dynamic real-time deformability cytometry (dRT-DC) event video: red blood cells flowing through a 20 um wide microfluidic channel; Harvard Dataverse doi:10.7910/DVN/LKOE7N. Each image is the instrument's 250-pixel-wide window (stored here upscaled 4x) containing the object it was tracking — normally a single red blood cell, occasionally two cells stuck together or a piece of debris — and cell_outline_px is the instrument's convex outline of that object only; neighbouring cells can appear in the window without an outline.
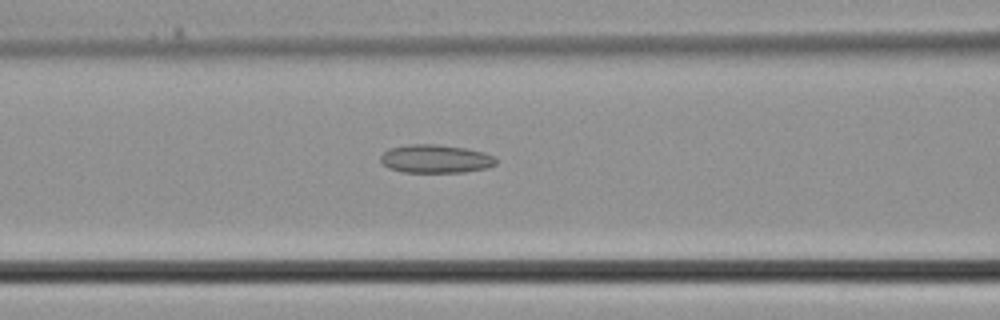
{"species": "common noctule bat (a hibernating species)", "species_latin": "Nyctalus noctula", "temperature_condition": "cold", "stored_images_in_passage": 26, "camera_frame_rate_fps": 3000, "um_per_image_px": 0.085, "animal": {"sex": "male", "body_mass_g": 21.5, "forearm_length_mm": 52.0}, "frame": {"image": 1, "passage_image": 4, "time_ms": 1.0, "image_size_px": [1000, 320], "cell_outline_px": [[496, 164], [488, 168], [464, 172], [404, 172], [388, 168], [380, 160], [380, 156], [388, 148], [408, 144], [436, 144], [464, 148], [484, 152], [496, 156]], "centroid_in_image_um": [37.03, 13.5], "position_along_channel_um": 129.6, "area_um2": 19.19}}
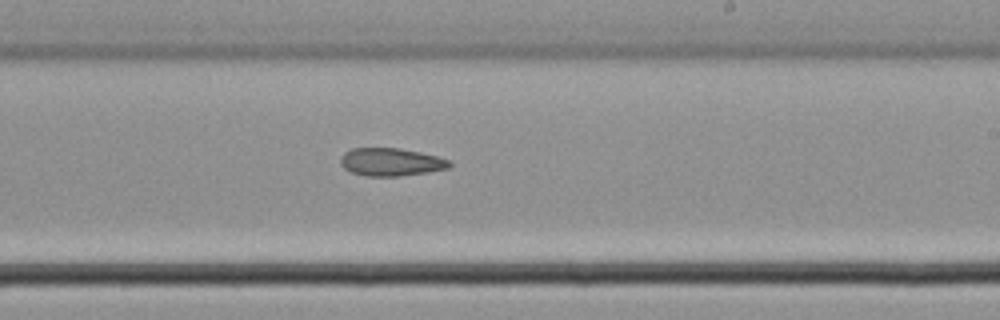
{"frame": {"image": 2, "passage_image": 11, "time_ms": 3.333, "image_size_px": [1000, 320], "cell_outline_px": [[452, 164], [448, 168], [428, 172], [400, 176], [368, 176], [352, 172], [344, 168], [340, 164], [340, 156], [344, 152], [352, 148], [400, 148], [420, 152], [436, 156], [448, 160]], "centroid_in_image_um": [33.2, 13.76], "position_along_channel_um": 255.8, "area_um2": 17.69}}
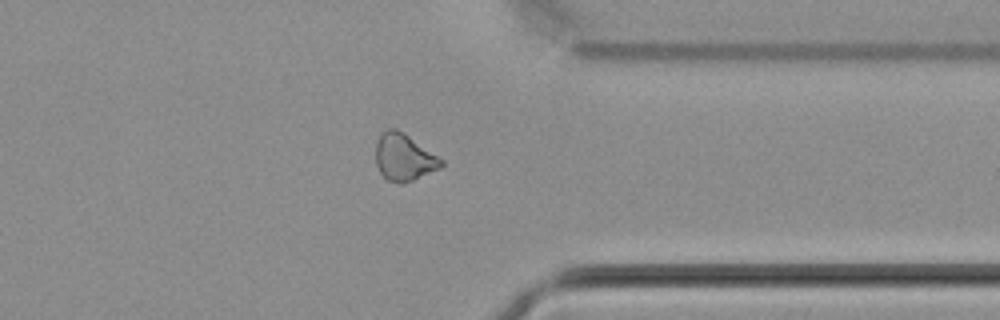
{"frame": {"image": 3, "passage_image": 18, "time_ms": 5.667, "image_size_px": [1000, 320], "cell_outline_px": [[444, 164], [440, 168], [404, 184], [400, 184], [388, 180], [380, 172], [376, 164], [376, 144], [380, 136], [388, 128], [396, 128], [444, 160]], "centroid_in_image_um": [34.34, 13.39], "position_along_channel_um": 377.1, "area_um2": 17.69}}